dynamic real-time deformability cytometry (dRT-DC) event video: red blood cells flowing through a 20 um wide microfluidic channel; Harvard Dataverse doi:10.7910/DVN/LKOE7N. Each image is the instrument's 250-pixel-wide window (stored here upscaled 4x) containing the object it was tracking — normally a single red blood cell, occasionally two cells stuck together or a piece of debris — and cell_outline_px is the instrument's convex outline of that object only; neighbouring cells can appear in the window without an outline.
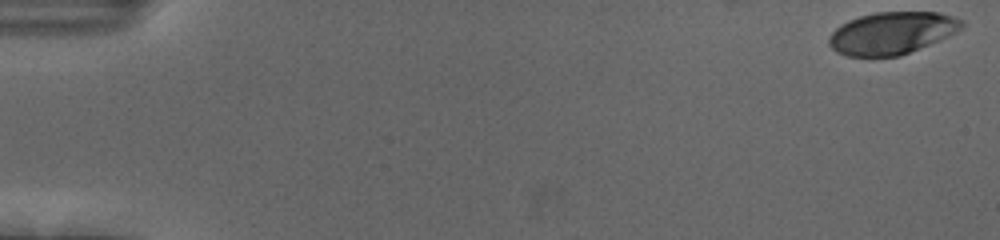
{"species": "human", "species_latin": "Homo sapiens", "temperature_condition": "cold", "stored_images_in_passage": 55, "camera_frame_rate_fps": 3000, "um_per_image_px": 0.085, "donor": {"sex": "female"}, "frame": {"image": 1, "passage_image": 1, "time_ms": 0.0, "image_size_px": [1000, 240], "cell_outline_px": [[964, 28], [948, 36], [900, 56], [848, 56], [836, 52], [828, 44], [828, 36], [840, 24], [848, 20], [860, 16], [876, 12], [940, 12], [956, 16], [964, 20]], "centroid_in_image_um": [75.82, 2.79], "position_along_channel_um": 9.2, "area_um2": 32.89}}
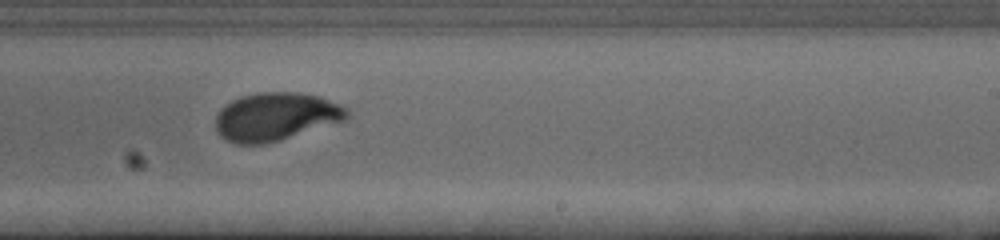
{"frame": {"image": 2, "passage_image": 35, "time_ms": 11.333, "image_size_px": [1000, 240], "cell_outline_px": [[352, 116], [344, 120], [268, 144], [236, 144], [220, 136], [216, 132], [216, 116], [220, 108], [232, 100], [240, 96], [260, 92], [300, 92], [320, 96], [340, 104], [348, 108]], "centroid_in_image_um": [23.45, 9.91], "position_along_channel_um": 265.6, "area_um2": 37.17}}
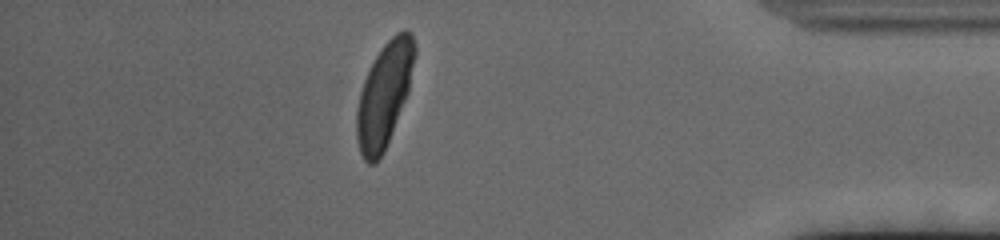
{"frame": {"image": 3, "passage_image": 49, "time_ms": 16.0, "image_size_px": [1000, 240], "cell_outline_px": [[416, 56], [408, 92], [384, 152], [376, 164], [368, 164], [364, 160], [360, 152], [356, 136], [356, 108], [360, 92], [364, 80], [376, 56], [384, 44], [396, 32], [404, 28], [412, 32], [416, 48]], "centroid_in_image_um": [32.67, 8.04], "position_along_channel_um": 402.5, "area_um2": 35.32}, "authors_computed_cell_mechanics": {"area_um2": 35.6626, "velocity_mm_per_s": 3.6747, "shape_relaxation_time_tau1_ms": 3.2897, "shape_relaxation_time_tau2_ms": null, "deformation_change_tau1": 0.1811, "deformation_change_tau2": null}}